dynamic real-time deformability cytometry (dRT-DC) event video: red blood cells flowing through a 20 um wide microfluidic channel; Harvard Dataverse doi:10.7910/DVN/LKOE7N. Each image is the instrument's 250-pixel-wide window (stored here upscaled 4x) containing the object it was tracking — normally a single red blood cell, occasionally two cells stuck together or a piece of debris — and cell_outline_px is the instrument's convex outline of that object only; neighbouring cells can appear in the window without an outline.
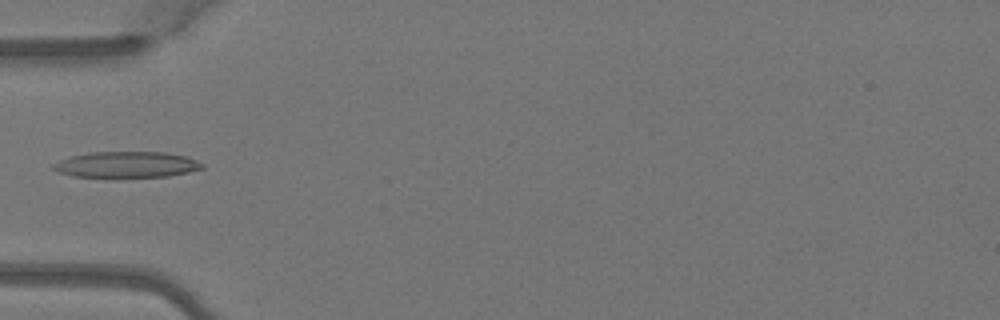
{"species": "Egyptian fruit bat (a non-hibernating species)", "species_latin": "Rousettus aegyptiacus", "temperature_condition": "warm", "stored_images_in_passage": 4, "camera_frame_rate_fps": 3000, "um_per_image_px": 0.085, "animal": {"sex": "female"}, "frame": {"image": 1, "passage_image": 4, "time_ms": 1.0, "image_size_px": [1000, 320], "cell_outline_px": [[204, 168], [188, 172], [168, 176], [72, 176], [56, 172], [52, 168], [52, 164], [68, 156], [92, 152], [164, 152], [188, 156], [204, 164]], "centroid_in_image_um": [10.75, 13.97], "position_along_channel_um": 74.3, "area_um2": 22.43}}